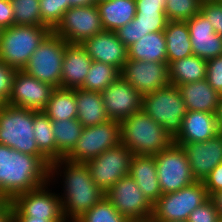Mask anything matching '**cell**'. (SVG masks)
I'll use <instances>...</instances> for the list:
<instances>
[{
	"mask_svg": "<svg viewBox=\"0 0 222 222\" xmlns=\"http://www.w3.org/2000/svg\"><path fill=\"white\" fill-rule=\"evenodd\" d=\"M142 110L174 139L182 128L187 109L180 91L169 84L142 96Z\"/></svg>",
	"mask_w": 222,
	"mask_h": 222,
	"instance_id": "8992f818",
	"label": "cell"
},
{
	"mask_svg": "<svg viewBox=\"0 0 222 222\" xmlns=\"http://www.w3.org/2000/svg\"><path fill=\"white\" fill-rule=\"evenodd\" d=\"M129 175L152 204L162 196L154 155H134L131 160Z\"/></svg>",
	"mask_w": 222,
	"mask_h": 222,
	"instance_id": "603a6c76",
	"label": "cell"
},
{
	"mask_svg": "<svg viewBox=\"0 0 222 222\" xmlns=\"http://www.w3.org/2000/svg\"><path fill=\"white\" fill-rule=\"evenodd\" d=\"M206 80L222 95V55L207 60Z\"/></svg>",
	"mask_w": 222,
	"mask_h": 222,
	"instance_id": "60d3db41",
	"label": "cell"
},
{
	"mask_svg": "<svg viewBox=\"0 0 222 222\" xmlns=\"http://www.w3.org/2000/svg\"><path fill=\"white\" fill-rule=\"evenodd\" d=\"M121 143L134 155H156L167 148L173 138L143 110L120 122Z\"/></svg>",
	"mask_w": 222,
	"mask_h": 222,
	"instance_id": "3957f363",
	"label": "cell"
},
{
	"mask_svg": "<svg viewBox=\"0 0 222 222\" xmlns=\"http://www.w3.org/2000/svg\"><path fill=\"white\" fill-rule=\"evenodd\" d=\"M203 0H167L165 15L168 21H188L200 13Z\"/></svg>",
	"mask_w": 222,
	"mask_h": 222,
	"instance_id": "8d00e7d4",
	"label": "cell"
},
{
	"mask_svg": "<svg viewBox=\"0 0 222 222\" xmlns=\"http://www.w3.org/2000/svg\"><path fill=\"white\" fill-rule=\"evenodd\" d=\"M188 157L196 181H204L209 173L222 162V132L205 142L176 143Z\"/></svg>",
	"mask_w": 222,
	"mask_h": 222,
	"instance_id": "e0dca14e",
	"label": "cell"
},
{
	"mask_svg": "<svg viewBox=\"0 0 222 222\" xmlns=\"http://www.w3.org/2000/svg\"><path fill=\"white\" fill-rule=\"evenodd\" d=\"M6 202V200L0 195V207Z\"/></svg>",
	"mask_w": 222,
	"mask_h": 222,
	"instance_id": "f5cc1de1",
	"label": "cell"
},
{
	"mask_svg": "<svg viewBox=\"0 0 222 222\" xmlns=\"http://www.w3.org/2000/svg\"><path fill=\"white\" fill-rule=\"evenodd\" d=\"M105 197L128 220L148 219L152 216L153 204L140 191L135 180L126 175L106 192Z\"/></svg>",
	"mask_w": 222,
	"mask_h": 222,
	"instance_id": "4fadbf2b",
	"label": "cell"
},
{
	"mask_svg": "<svg viewBox=\"0 0 222 222\" xmlns=\"http://www.w3.org/2000/svg\"><path fill=\"white\" fill-rule=\"evenodd\" d=\"M129 222H155V220L152 217H150L148 219L129 220Z\"/></svg>",
	"mask_w": 222,
	"mask_h": 222,
	"instance_id": "816d5d0a",
	"label": "cell"
},
{
	"mask_svg": "<svg viewBox=\"0 0 222 222\" xmlns=\"http://www.w3.org/2000/svg\"><path fill=\"white\" fill-rule=\"evenodd\" d=\"M216 113L187 111L174 143L205 142L219 133Z\"/></svg>",
	"mask_w": 222,
	"mask_h": 222,
	"instance_id": "44dd1931",
	"label": "cell"
},
{
	"mask_svg": "<svg viewBox=\"0 0 222 222\" xmlns=\"http://www.w3.org/2000/svg\"><path fill=\"white\" fill-rule=\"evenodd\" d=\"M46 185L48 186L45 184L35 190L18 194L11 202L25 216L64 219L60 196L49 192Z\"/></svg>",
	"mask_w": 222,
	"mask_h": 222,
	"instance_id": "ac0fdd59",
	"label": "cell"
},
{
	"mask_svg": "<svg viewBox=\"0 0 222 222\" xmlns=\"http://www.w3.org/2000/svg\"><path fill=\"white\" fill-rule=\"evenodd\" d=\"M203 183L210 197L222 190V162L209 173Z\"/></svg>",
	"mask_w": 222,
	"mask_h": 222,
	"instance_id": "7bdbcfd3",
	"label": "cell"
},
{
	"mask_svg": "<svg viewBox=\"0 0 222 222\" xmlns=\"http://www.w3.org/2000/svg\"><path fill=\"white\" fill-rule=\"evenodd\" d=\"M55 90L50 84L39 81L23 70H17L7 104L34 111H43Z\"/></svg>",
	"mask_w": 222,
	"mask_h": 222,
	"instance_id": "9a60e30c",
	"label": "cell"
},
{
	"mask_svg": "<svg viewBox=\"0 0 222 222\" xmlns=\"http://www.w3.org/2000/svg\"><path fill=\"white\" fill-rule=\"evenodd\" d=\"M12 222H67L65 219H47L34 218L33 216H25L12 202H11Z\"/></svg>",
	"mask_w": 222,
	"mask_h": 222,
	"instance_id": "bcb514c9",
	"label": "cell"
},
{
	"mask_svg": "<svg viewBox=\"0 0 222 222\" xmlns=\"http://www.w3.org/2000/svg\"><path fill=\"white\" fill-rule=\"evenodd\" d=\"M167 64L193 55L189 29L186 22L168 21L164 29Z\"/></svg>",
	"mask_w": 222,
	"mask_h": 222,
	"instance_id": "f1b7e54d",
	"label": "cell"
},
{
	"mask_svg": "<svg viewBox=\"0 0 222 222\" xmlns=\"http://www.w3.org/2000/svg\"><path fill=\"white\" fill-rule=\"evenodd\" d=\"M34 110L0 105V144L24 154L44 156L35 142Z\"/></svg>",
	"mask_w": 222,
	"mask_h": 222,
	"instance_id": "277c9868",
	"label": "cell"
},
{
	"mask_svg": "<svg viewBox=\"0 0 222 222\" xmlns=\"http://www.w3.org/2000/svg\"><path fill=\"white\" fill-rule=\"evenodd\" d=\"M77 119L84 127L94 126L108 121L101 92L75 89Z\"/></svg>",
	"mask_w": 222,
	"mask_h": 222,
	"instance_id": "4316f807",
	"label": "cell"
},
{
	"mask_svg": "<svg viewBox=\"0 0 222 222\" xmlns=\"http://www.w3.org/2000/svg\"><path fill=\"white\" fill-rule=\"evenodd\" d=\"M167 0H135L136 11L165 12Z\"/></svg>",
	"mask_w": 222,
	"mask_h": 222,
	"instance_id": "f6af8a7d",
	"label": "cell"
},
{
	"mask_svg": "<svg viewBox=\"0 0 222 222\" xmlns=\"http://www.w3.org/2000/svg\"><path fill=\"white\" fill-rule=\"evenodd\" d=\"M121 76L142 95L168 86V64L127 59Z\"/></svg>",
	"mask_w": 222,
	"mask_h": 222,
	"instance_id": "5bb4252c",
	"label": "cell"
},
{
	"mask_svg": "<svg viewBox=\"0 0 222 222\" xmlns=\"http://www.w3.org/2000/svg\"><path fill=\"white\" fill-rule=\"evenodd\" d=\"M52 32L49 27L12 25L2 29L0 37V61L23 70L32 53Z\"/></svg>",
	"mask_w": 222,
	"mask_h": 222,
	"instance_id": "5b68a950",
	"label": "cell"
},
{
	"mask_svg": "<svg viewBox=\"0 0 222 222\" xmlns=\"http://www.w3.org/2000/svg\"><path fill=\"white\" fill-rule=\"evenodd\" d=\"M81 45L86 49L92 61L115 66L120 71L128 59L127 47L112 31H102L95 34L86 39Z\"/></svg>",
	"mask_w": 222,
	"mask_h": 222,
	"instance_id": "d6986e66",
	"label": "cell"
},
{
	"mask_svg": "<svg viewBox=\"0 0 222 222\" xmlns=\"http://www.w3.org/2000/svg\"><path fill=\"white\" fill-rule=\"evenodd\" d=\"M185 22L189 29L193 55L205 60L222 55V37L215 33L210 21L201 12Z\"/></svg>",
	"mask_w": 222,
	"mask_h": 222,
	"instance_id": "ffe728a7",
	"label": "cell"
},
{
	"mask_svg": "<svg viewBox=\"0 0 222 222\" xmlns=\"http://www.w3.org/2000/svg\"><path fill=\"white\" fill-rule=\"evenodd\" d=\"M96 6L104 31L115 32L136 15L135 0H104L98 1Z\"/></svg>",
	"mask_w": 222,
	"mask_h": 222,
	"instance_id": "484cf974",
	"label": "cell"
},
{
	"mask_svg": "<svg viewBox=\"0 0 222 222\" xmlns=\"http://www.w3.org/2000/svg\"><path fill=\"white\" fill-rule=\"evenodd\" d=\"M13 8L14 25L48 27L40 14V0H10Z\"/></svg>",
	"mask_w": 222,
	"mask_h": 222,
	"instance_id": "e575fe53",
	"label": "cell"
},
{
	"mask_svg": "<svg viewBox=\"0 0 222 222\" xmlns=\"http://www.w3.org/2000/svg\"><path fill=\"white\" fill-rule=\"evenodd\" d=\"M102 31L104 29L96 4L70 7L52 30L68 44H82L86 39Z\"/></svg>",
	"mask_w": 222,
	"mask_h": 222,
	"instance_id": "8fae6325",
	"label": "cell"
},
{
	"mask_svg": "<svg viewBox=\"0 0 222 222\" xmlns=\"http://www.w3.org/2000/svg\"><path fill=\"white\" fill-rule=\"evenodd\" d=\"M167 22L165 12L136 11L134 19L115 33L122 43L129 47L148 33L164 31Z\"/></svg>",
	"mask_w": 222,
	"mask_h": 222,
	"instance_id": "cb8c5ba5",
	"label": "cell"
},
{
	"mask_svg": "<svg viewBox=\"0 0 222 222\" xmlns=\"http://www.w3.org/2000/svg\"><path fill=\"white\" fill-rule=\"evenodd\" d=\"M177 88L187 111L217 113L221 95L208 84L206 79L177 85Z\"/></svg>",
	"mask_w": 222,
	"mask_h": 222,
	"instance_id": "d4e9b609",
	"label": "cell"
},
{
	"mask_svg": "<svg viewBox=\"0 0 222 222\" xmlns=\"http://www.w3.org/2000/svg\"><path fill=\"white\" fill-rule=\"evenodd\" d=\"M43 112L51 121L77 119L75 89L55 88Z\"/></svg>",
	"mask_w": 222,
	"mask_h": 222,
	"instance_id": "4dcf8cb0",
	"label": "cell"
},
{
	"mask_svg": "<svg viewBox=\"0 0 222 222\" xmlns=\"http://www.w3.org/2000/svg\"><path fill=\"white\" fill-rule=\"evenodd\" d=\"M16 69L0 61V104H7L12 90Z\"/></svg>",
	"mask_w": 222,
	"mask_h": 222,
	"instance_id": "b9f144b4",
	"label": "cell"
},
{
	"mask_svg": "<svg viewBox=\"0 0 222 222\" xmlns=\"http://www.w3.org/2000/svg\"><path fill=\"white\" fill-rule=\"evenodd\" d=\"M63 165L65 166V171L63 170V177L65 178L63 182L65 183L63 186L64 195L63 197L60 196L62 214L65 221L71 219V222H75L104 198L105 192L95 184L85 163L71 162L65 158L51 162L49 166V178L51 180L53 177L55 178V174L62 176L58 172Z\"/></svg>",
	"mask_w": 222,
	"mask_h": 222,
	"instance_id": "7a4b0ae2",
	"label": "cell"
},
{
	"mask_svg": "<svg viewBox=\"0 0 222 222\" xmlns=\"http://www.w3.org/2000/svg\"><path fill=\"white\" fill-rule=\"evenodd\" d=\"M169 83L181 85L206 79L207 60L191 55L168 65Z\"/></svg>",
	"mask_w": 222,
	"mask_h": 222,
	"instance_id": "f546056e",
	"label": "cell"
},
{
	"mask_svg": "<svg viewBox=\"0 0 222 222\" xmlns=\"http://www.w3.org/2000/svg\"><path fill=\"white\" fill-rule=\"evenodd\" d=\"M97 2L98 0H69V5L70 7L92 6Z\"/></svg>",
	"mask_w": 222,
	"mask_h": 222,
	"instance_id": "c3c4849f",
	"label": "cell"
},
{
	"mask_svg": "<svg viewBox=\"0 0 222 222\" xmlns=\"http://www.w3.org/2000/svg\"><path fill=\"white\" fill-rule=\"evenodd\" d=\"M75 222H129V220L118 213L109 200L104 197Z\"/></svg>",
	"mask_w": 222,
	"mask_h": 222,
	"instance_id": "d590c367",
	"label": "cell"
},
{
	"mask_svg": "<svg viewBox=\"0 0 222 222\" xmlns=\"http://www.w3.org/2000/svg\"><path fill=\"white\" fill-rule=\"evenodd\" d=\"M120 75V70L115 66L92 61L84 83L80 88L86 91L102 92Z\"/></svg>",
	"mask_w": 222,
	"mask_h": 222,
	"instance_id": "836d02e7",
	"label": "cell"
},
{
	"mask_svg": "<svg viewBox=\"0 0 222 222\" xmlns=\"http://www.w3.org/2000/svg\"><path fill=\"white\" fill-rule=\"evenodd\" d=\"M68 43L51 32L32 53L23 71L41 82L60 87L62 64Z\"/></svg>",
	"mask_w": 222,
	"mask_h": 222,
	"instance_id": "52a82bcc",
	"label": "cell"
},
{
	"mask_svg": "<svg viewBox=\"0 0 222 222\" xmlns=\"http://www.w3.org/2000/svg\"><path fill=\"white\" fill-rule=\"evenodd\" d=\"M154 157L162 194L179 191L196 181L186 152L181 145L172 142Z\"/></svg>",
	"mask_w": 222,
	"mask_h": 222,
	"instance_id": "30bf717a",
	"label": "cell"
},
{
	"mask_svg": "<svg viewBox=\"0 0 222 222\" xmlns=\"http://www.w3.org/2000/svg\"><path fill=\"white\" fill-rule=\"evenodd\" d=\"M101 93L110 119L121 122L142 110L143 95L121 75Z\"/></svg>",
	"mask_w": 222,
	"mask_h": 222,
	"instance_id": "2e32d148",
	"label": "cell"
},
{
	"mask_svg": "<svg viewBox=\"0 0 222 222\" xmlns=\"http://www.w3.org/2000/svg\"><path fill=\"white\" fill-rule=\"evenodd\" d=\"M200 12L210 21L215 33L222 37V3L219 0H203Z\"/></svg>",
	"mask_w": 222,
	"mask_h": 222,
	"instance_id": "f35d334b",
	"label": "cell"
},
{
	"mask_svg": "<svg viewBox=\"0 0 222 222\" xmlns=\"http://www.w3.org/2000/svg\"><path fill=\"white\" fill-rule=\"evenodd\" d=\"M134 154L122 143L107 149L96 158L85 162L95 184L104 192L118 180L129 175Z\"/></svg>",
	"mask_w": 222,
	"mask_h": 222,
	"instance_id": "7c38bea8",
	"label": "cell"
},
{
	"mask_svg": "<svg viewBox=\"0 0 222 222\" xmlns=\"http://www.w3.org/2000/svg\"><path fill=\"white\" fill-rule=\"evenodd\" d=\"M155 222H187V221H155Z\"/></svg>",
	"mask_w": 222,
	"mask_h": 222,
	"instance_id": "db71d44e",
	"label": "cell"
},
{
	"mask_svg": "<svg viewBox=\"0 0 222 222\" xmlns=\"http://www.w3.org/2000/svg\"><path fill=\"white\" fill-rule=\"evenodd\" d=\"M34 138L39 151L50 161L56 160V142L52 121L43 111H34Z\"/></svg>",
	"mask_w": 222,
	"mask_h": 222,
	"instance_id": "d6a6232c",
	"label": "cell"
},
{
	"mask_svg": "<svg viewBox=\"0 0 222 222\" xmlns=\"http://www.w3.org/2000/svg\"><path fill=\"white\" fill-rule=\"evenodd\" d=\"M128 59L167 64V51L164 31L144 35L127 47Z\"/></svg>",
	"mask_w": 222,
	"mask_h": 222,
	"instance_id": "83f0119b",
	"label": "cell"
},
{
	"mask_svg": "<svg viewBox=\"0 0 222 222\" xmlns=\"http://www.w3.org/2000/svg\"><path fill=\"white\" fill-rule=\"evenodd\" d=\"M70 8L69 0H40L42 21L53 30Z\"/></svg>",
	"mask_w": 222,
	"mask_h": 222,
	"instance_id": "74e56055",
	"label": "cell"
},
{
	"mask_svg": "<svg viewBox=\"0 0 222 222\" xmlns=\"http://www.w3.org/2000/svg\"><path fill=\"white\" fill-rule=\"evenodd\" d=\"M219 219H221L220 213L210 197L189 214L187 222H218Z\"/></svg>",
	"mask_w": 222,
	"mask_h": 222,
	"instance_id": "ab89813d",
	"label": "cell"
},
{
	"mask_svg": "<svg viewBox=\"0 0 222 222\" xmlns=\"http://www.w3.org/2000/svg\"><path fill=\"white\" fill-rule=\"evenodd\" d=\"M210 198L204 183L195 181L179 191L162 194L153 204L155 221H187L189 214Z\"/></svg>",
	"mask_w": 222,
	"mask_h": 222,
	"instance_id": "ba28073f",
	"label": "cell"
},
{
	"mask_svg": "<svg viewBox=\"0 0 222 222\" xmlns=\"http://www.w3.org/2000/svg\"><path fill=\"white\" fill-rule=\"evenodd\" d=\"M56 142V160L65 158L75 147L84 126L78 119L52 121Z\"/></svg>",
	"mask_w": 222,
	"mask_h": 222,
	"instance_id": "1f68e13d",
	"label": "cell"
},
{
	"mask_svg": "<svg viewBox=\"0 0 222 222\" xmlns=\"http://www.w3.org/2000/svg\"><path fill=\"white\" fill-rule=\"evenodd\" d=\"M45 156H32L0 144V195L12 201L18 194L49 184V166Z\"/></svg>",
	"mask_w": 222,
	"mask_h": 222,
	"instance_id": "6da1fadb",
	"label": "cell"
},
{
	"mask_svg": "<svg viewBox=\"0 0 222 222\" xmlns=\"http://www.w3.org/2000/svg\"><path fill=\"white\" fill-rule=\"evenodd\" d=\"M0 222H12L11 201H6L0 207Z\"/></svg>",
	"mask_w": 222,
	"mask_h": 222,
	"instance_id": "7dc6e473",
	"label": "cell"
},
{
	"mask_svg": "<svg viewBox=\"0 0 222 222\" xmlns=\"http://www.w3.org/2000/svg\"><path fill=\"white\" fill-rule=\"evenodd\" d=\"M212 200L214 201L216 208L220 213V217L222 219V190L216 192L211 196Z\"/></svg>",
	"mask_w": 222,
	"mask_h": 222,
	"instance_id": "681fc988",
	"label": "cell"
},
{
	"mask_svg": "<svg viewBox=\"0 0 222 222\" xmlns=\"http://www.w3.org/2000/svg\"><path fill=\"white\" fill-rule=\"evenodd\" d=\"M120 144V122L109 119L98 125L84 127L75 147L65 159L71 162L85 163L107 149Z\"/></svg>",
	"mask_w": 222,
	"mask_h": 222,
	"instance_id": "9c48e42d",
	"label": "cell"
},
{
	"mask_svg": "<svg viewBox=\"0 0 222 222\" xmlns=\"http://www.w3.org/2000/svg\"><path fill=\"white\" fill-rule=\"evenodd\" d=\"M216 116H217V123H218L219 131L222 132V95L219 100V105H218Z\"/></svg>",
	"mask_w": 222,
	"mask_h": 222,
	"instance_id": "f907efd6",
	"label": "cell"
},
{
	"mask_svg": "<svg viewBox=\"0 0 222 222\" xmlns=\"http://www.w3.org/2000/svg\"><path fill=\"white\" fill-rule=\"evenodd\" d=\"M12 25H14V15L10 0H0V28L6 29Z\"/></svg>",
	"mask_w": 222,
	"mask_h": 222,
	"instance_id": "ee69618b",
	"label": "cell"
},
{
	"mask_svg": "<svg viewBox=\"0 0 222 222\" xmlns=\"http://www.w3.org/2000/svg\"><path fill=\"white\" fill-rule=\"evenodd\" d=\"M91 63V57L81 44H68L62 64L60 88H80Z\"/></svg>",
	"mask_w": 222,
	"mask_h": 222,
	"instance_id": "7402d4cb",
	"label": "cell"
}]
</instances>
